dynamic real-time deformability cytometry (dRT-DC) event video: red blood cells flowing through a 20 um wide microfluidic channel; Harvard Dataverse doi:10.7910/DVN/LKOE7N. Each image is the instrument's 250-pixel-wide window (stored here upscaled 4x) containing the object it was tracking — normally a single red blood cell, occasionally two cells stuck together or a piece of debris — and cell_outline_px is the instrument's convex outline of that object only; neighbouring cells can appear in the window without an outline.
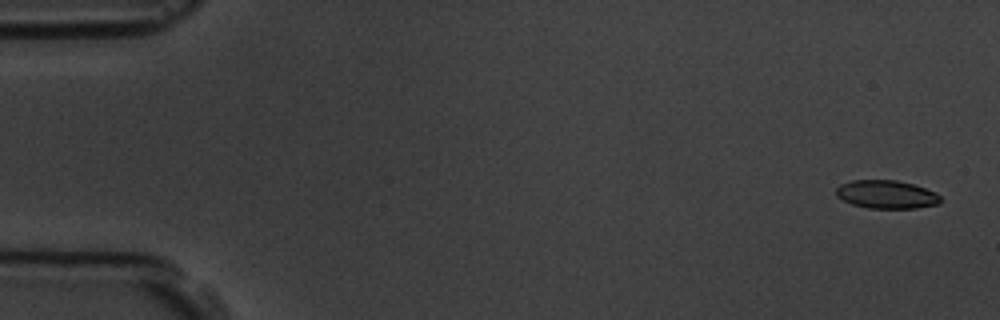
{"species": "common noctule bat (a hibernating species)", "species_latin": "Nyctalus noctula", "temperature_condition": "room temperature", "stored_images_in_passage": 10, "camera_frame_rate_fps": 3000, "um_per_image_px": 0.085, "animal": {"sex": "male", "body_mass_g": 19.5, "forearm_length_mm": 54.6}, "frame": {"image": 1, "passage_image": 1, "time_ms": 0.0, "image_size_px": [1000, 320], "cell_outline_px": [[940, 204], [916, 208], [868, 208], [852, 204], [836, 196], [836, 188], [840, 184], [852, 180], [896, 180], [912, 184], [936, 192], [940, 196]], "centroid_in_image_um": [75.35, 16.52], "position_along_channel_um": 9.7, "area_um2": 17.17}}
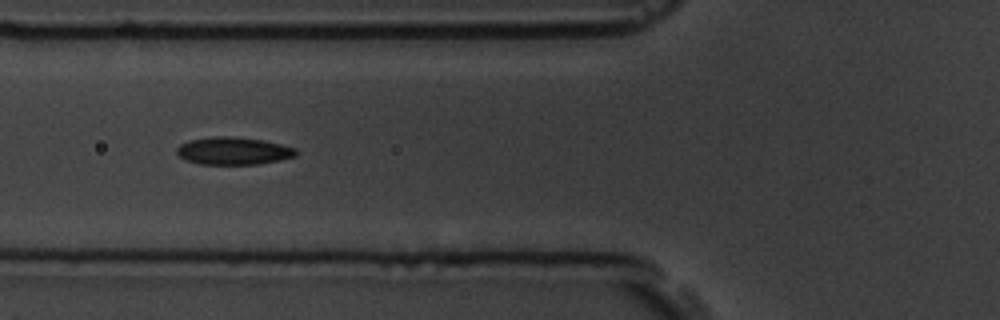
{"frame": {"image": 2, "passage_image": 6, "time_ms": 6.333, "image_size_px": [1000, 320], "cell_outline_px": [[296, 156], [280, 160], [256, 164], [200, 164], [184, 160], [176, 152], [176, 148], [180, 144], [188, 140], [212, 136], [228, 136], [260, 140], [280, 144], [296, 148]], "centroid_in_image_um": [19.79, 12.83], "position_along_channel_um": 106.0, "area_um2": 19.07}}
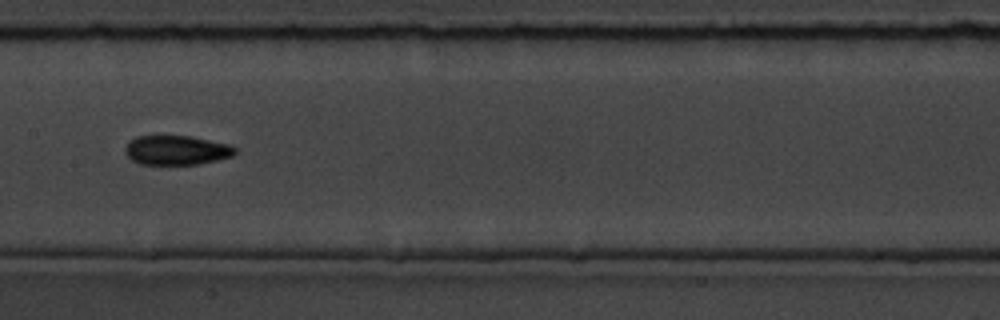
{"frame": {"image": 3, "passage_image": 8, "time_ms": 8.667, "image_size_px": [1000, 320], "cell_outline_px": [[236, 152], [232, 156], [216, 160], [196, 164], [140, 164], [132, 160], [124, 152], [124, 148], [136, 136], [192, 136], [228, 144], [236, 148]], "centroid_in_image_um": [15.0, 12.76], "position_along_channel_um": 192.4, "area_um2": 18.67}}